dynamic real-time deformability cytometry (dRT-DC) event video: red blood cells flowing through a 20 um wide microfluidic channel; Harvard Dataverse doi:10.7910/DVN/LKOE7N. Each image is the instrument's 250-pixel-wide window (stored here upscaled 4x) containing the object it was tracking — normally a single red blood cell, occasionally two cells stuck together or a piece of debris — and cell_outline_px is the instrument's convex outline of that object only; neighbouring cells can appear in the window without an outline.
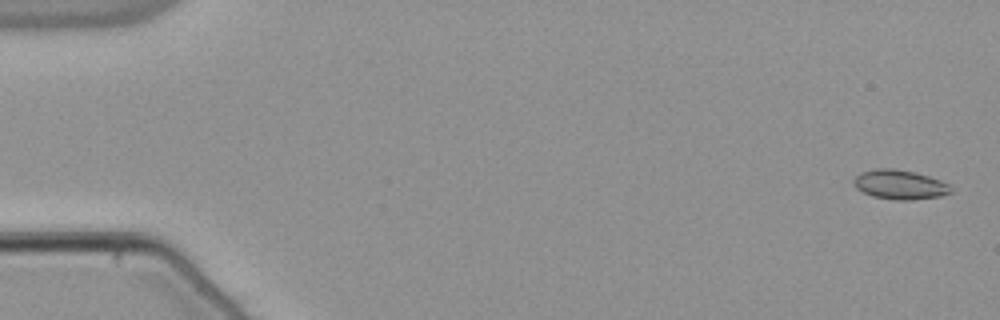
{"species": "common noctule bat (a hibernating species)", "species_latin": "Nyctalus noctula", "temperature_condition": "warm", "stored_images_in_passage": 54, "camera_frame_rate_fps": 3000, "um_per_image_px": 0.085, "animal": {"sex": "male", "body_mass_g": 21.5, "forearm_length_mm": 52.0}, "frame": {"image": 1, "passage_image": 2, "time_ms": 0.333, "image_size_px": [1000, 320], "cell_outline_px": [[952, 192], [940, 196], [912, 200], [896, 200], [872, 196], [856, 188], [852, 180], [860, 172], [876, 168], [896, 168], [928, 176], [940, 180], [948, 184], [952, 188]], "centroid_in_image_um": [76.47, 15.69], "position_along_channel_um": 8.5, "area_um2": 16.65}}
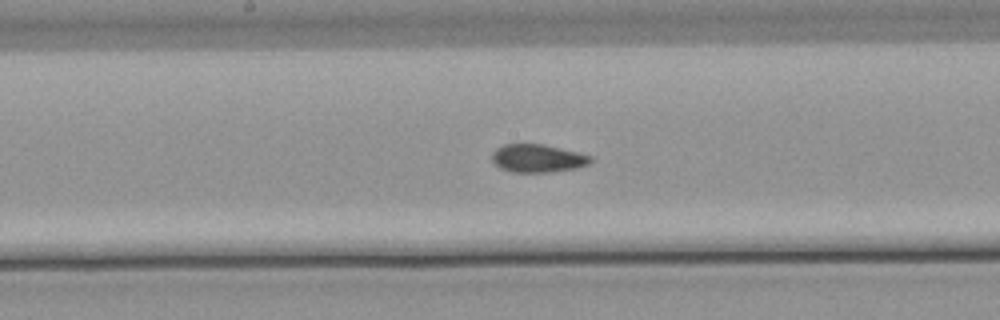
{"frame": {"image": 2, "passage_image": 29, "time_ms": 9.333, "image_size_px": [1000, 320], "cell_outline_px": [[592, 160], [588, 164], [576, 168], [548, 172], [512, 172], [500, 168], [492, 160], [492, 152], [496, 148], [504, 144], [544, 144], [592, 156]], "centroid_in_image_um": [45.68, 13.45], "position_along_channel_um": 202.5, "area_um2": 16.01}}
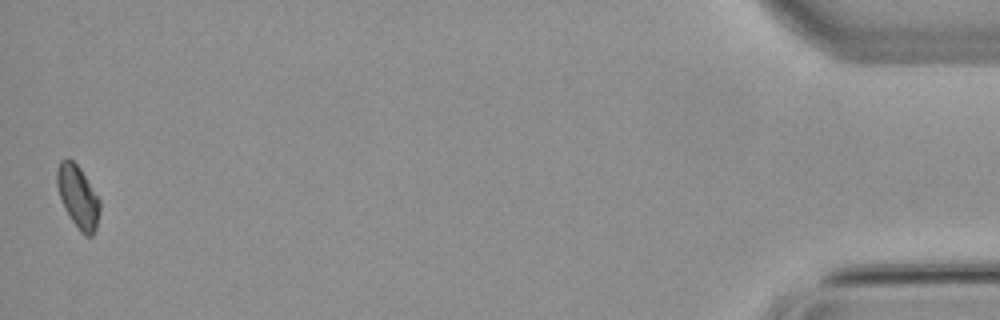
{"frame": {"image": 3, "passage_image": 54, "time_ms": 17.667, "image_size_px": [1000, 320], "cell_outline_px": [[100, 212], [96, 228], [92, 236], [84, 236], [80, 232], [72, 220], [60, 196], [56, 184], [56, 172], [60, 160], [68, 156], [80, 168], [100, 200]], "centroid_in_image_um": [6.63, 16.7], "position_along_channel_um": 428.6, "area_um2": 15.49}, "authors_computed_cell_mechanics": {"area_um2": 16.0684, "velocity_mm_per_s": 3.8325, "shape_relaxation_time_tau1_ms": null, "shape_relaxation_time_tau2_ms": 1.7042, "deformation_change_tau1": null, "deformation_change_tau2": 0.0545}}